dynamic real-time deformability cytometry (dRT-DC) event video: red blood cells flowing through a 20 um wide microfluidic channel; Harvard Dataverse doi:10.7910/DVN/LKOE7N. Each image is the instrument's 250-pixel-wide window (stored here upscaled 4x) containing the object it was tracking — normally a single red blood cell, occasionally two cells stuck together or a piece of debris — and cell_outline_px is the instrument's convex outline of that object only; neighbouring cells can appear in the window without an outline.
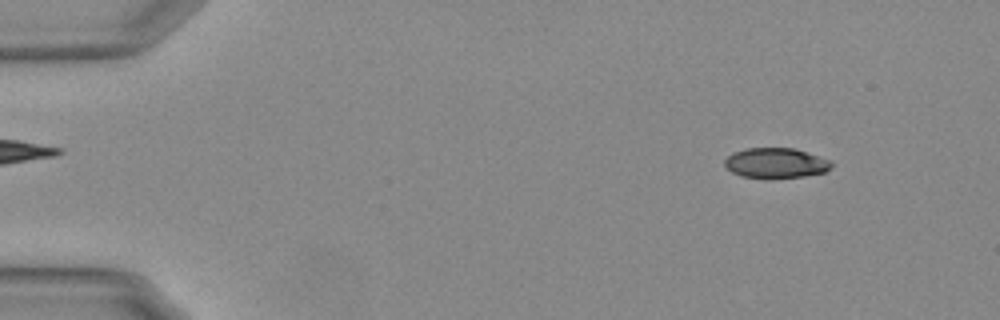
{"species": "Egyptian fruit bat (a non-hibernating species)", "species_latin": "Rousettus aegyptiacus", "temperature_condition": "warm", "stored_images_in_passage": 55, "camera_frame_rate_fps": 3000, "um_per_image_px": 0.085, "animal": {"sex": "female"}, "frame": {"image": 1, "passage_image": 7, "time_ms": 2.0, "image_size_px": [1000, 320], "cell_outline_px": [[832, 168], [824, 172], [804, 176], [740, 176], [732, 172], [724, 164], [724, 160], [728, 156], [736, 152], [748, 148], [796, 148], [832, 160]], "centroid_in_image_um": [66.0, 13.82], "position_along_channel_um": 19.0, "area_um2": 18.26}}
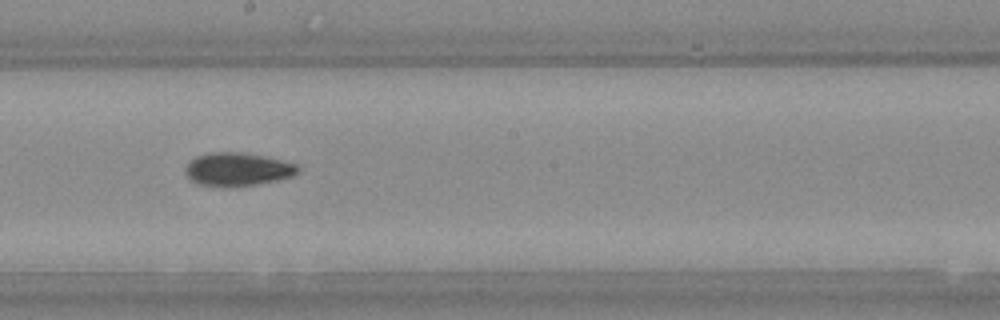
{"frame": {"image": 2, "passage_image": 32, "time_ms": 10.333, "image_size_px": [1000, 320], "cell_outline_px": [[300, 172], [292, 176], [276, 180], [256, 184], [200, 184], [192, 180], [188, 176], [184, 168], [196, 156], [208, 152], [244, 152], [264, 156], [296, 164], [300, 168]], "centroid_in_image_um": [20.23, 14.34], "position_along_channel_um": 228.0, "area_um2": 21.04}}
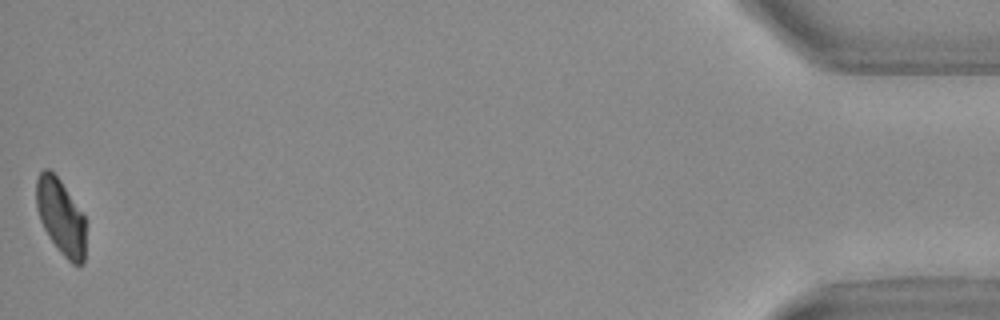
{"frame": {"image": 3, "passage_image": 55, "time_ms": 18.0, "image_size_px": [1000, 320], "cell_outline_px": [[84, 264], [72, 264], [60, 252], [44, 228], [40, 220], [36, 208], [36, 180], [40, 172], [44, 168], [48, 168], [60, 180], [84, 216]], "centroid_in_image_um": [5.14, 18.41], "position_along_channel_um": 430.1, "area_um2": 21.39}, "authors_computed_cell_mechanics": {"area_um2": 21.675, "velocity_mm_per_s": 3.7568, "shape_relaxation_time_tau1_ms": 4.813, "shape_relaxation_time_tau2_ms": 5.0308, "deformation_change_tau1": 0.1518, "deformation_change_tau2": 0.0873}}